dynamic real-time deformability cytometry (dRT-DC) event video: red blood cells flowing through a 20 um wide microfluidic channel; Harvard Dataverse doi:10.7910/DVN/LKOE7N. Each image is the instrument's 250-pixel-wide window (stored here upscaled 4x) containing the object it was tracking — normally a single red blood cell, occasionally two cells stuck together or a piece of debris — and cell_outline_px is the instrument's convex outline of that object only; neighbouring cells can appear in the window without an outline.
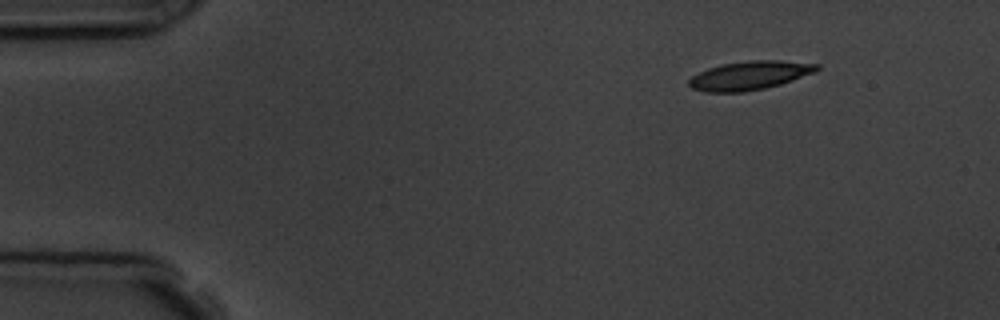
{"species": "common noctule bat (a hibernating species)", "species_latin": "Nyctalus noctula", "temperature_condition": "room temperature", "stored_images_in_passage": 5, "camera_frame_rate_fps": 3000, "um_per_image_px": 0.085, "animal": {"sex": "male", "body_mass_g": 19.5, "forearm_length_mm": 54.6}, "frame": {"image": 1, "passage_image": 1, "time_ms": 0.0, "image_size_px": [1000, 320], "cell_outline_px": [[820, 68], [816, 72], [780, 84], [764, 88], [744, 92], [704, 92], [692, 88], [688, 84], [688, 80], [692, 76], [708, 68], [724, 64], [752, 60], [780, 60], [820, 64]], "centroid_in_image_um": [63.74, 6.41], "position_along_channel_um": 21.3, "area_um2": 21.33}}
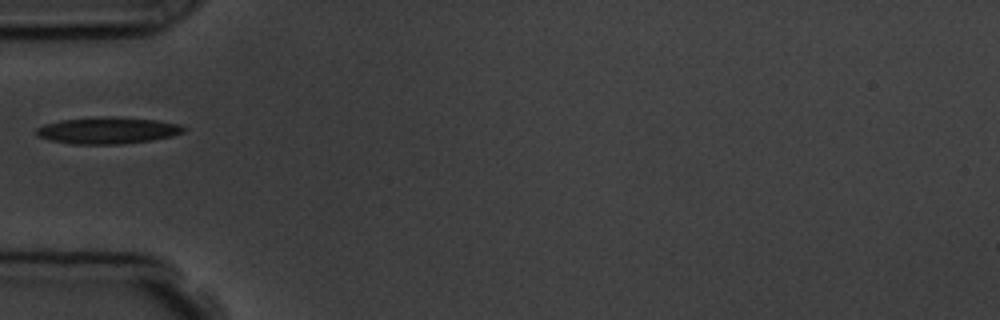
{"frame": {"image": 2, "passage_image": 4, "time_ms": 3.667, "image_size_px": [1000, 320], "cell_outline_px": [[188, 128], [184, 132], [172, 136], [152, 140], [120, 144], [72, 144], [48, 140], [40, 136], [36, 132], [36, 128], [44, 124], [60, 120], [92, 116], [116, 116], [156, 120], [180, 124]], "centroid_in_image_um": [9.17, 11.07], "position_along_channel_um": 75.8, "area_um2": 23.24}}